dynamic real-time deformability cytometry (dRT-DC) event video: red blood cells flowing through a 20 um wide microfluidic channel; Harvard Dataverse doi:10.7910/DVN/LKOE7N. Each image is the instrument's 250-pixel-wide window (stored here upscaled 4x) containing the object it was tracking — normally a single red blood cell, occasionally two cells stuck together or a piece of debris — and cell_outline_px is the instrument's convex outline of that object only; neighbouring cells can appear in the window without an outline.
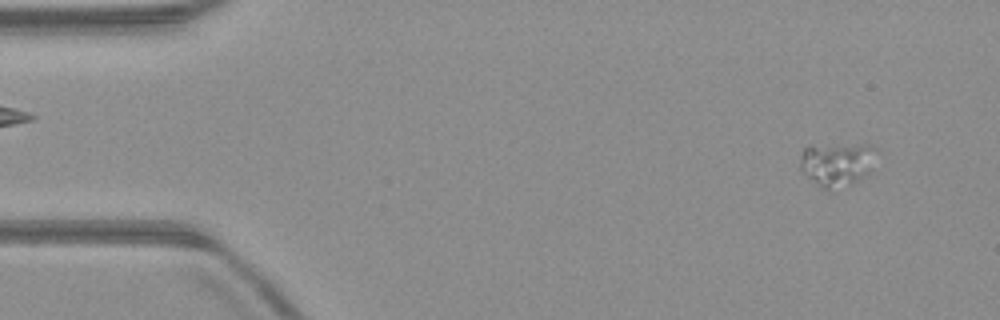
{"species": "common noctule bat (a hibernating species)", "species_latin": "Nyctalus noctula", "temperature_condition": "warm", "stored_images_in_passage": 51, "camera_frame_rate_fps": 3000, "um_per_image_px": 0.085, "animal": {"sex": "male", "body_mass_g": 23.1, "forearm_length_mm": 52.7}, "frame": {"image": 1, "passage_image": 4, "time_ms": 1.0, "image_size_px": [1000, 320], "cell_outline_px": [[876, 148], [868, 172], [852, 184], [832, 192], [828, 192], [820, 188], [800, 172], [800, 156], [804, 148], [868, 144]], "centroid_in_image_um": [71.07, 14.03], "position_along_channel_um": 13.9, "area_um2": 19.19}}
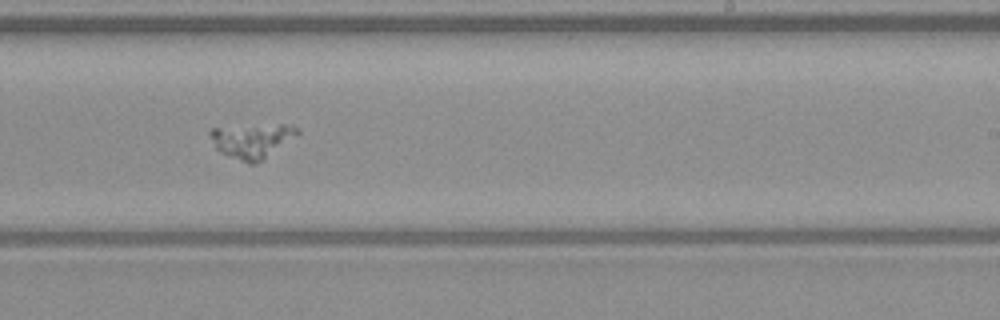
{"frame": {"image": 2, "passage_image": 31, "time_ms": 10.0, "image_size_px": [1000, 320], "cell_outline_px": [[300, 132], [296, 136], [264, 160], [252, 164], [248, 164], [228, 156], [220, 152], [216, 148], [208, 136], [208, 132], [212, 128], [280, 124], [292, 124], [300, 128]], "centroid_in_image_um": [21.44, 11.96], "position_along_channel_um": 267.6, "area_um2": 17.74}}
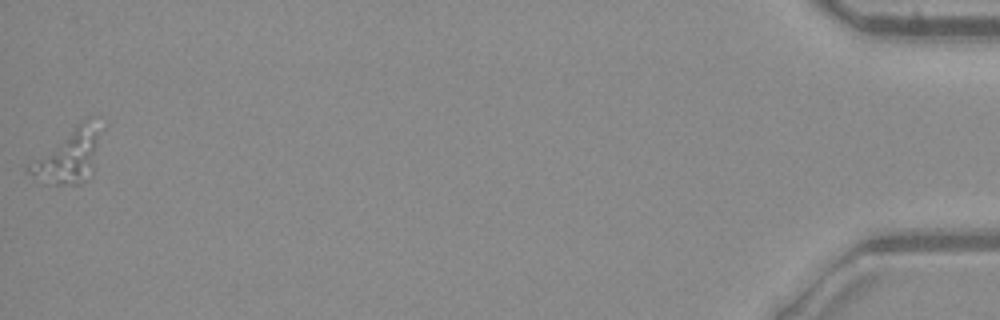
{"frame": {"image": 3, "passage_image": 51, "time_ms": 16.667, "image_size_px": [1000, 320], "cell_outline_px": [[108, 124], [92, 176], [80, 184], [44, 184], [28, 172], [24, 168], [28, 164], [80, 120], [84, 120]], "centroid_in_image_um": [5.98, 13.21], "position_along_channel_um": 429.2, "area_um2": 23.52}}